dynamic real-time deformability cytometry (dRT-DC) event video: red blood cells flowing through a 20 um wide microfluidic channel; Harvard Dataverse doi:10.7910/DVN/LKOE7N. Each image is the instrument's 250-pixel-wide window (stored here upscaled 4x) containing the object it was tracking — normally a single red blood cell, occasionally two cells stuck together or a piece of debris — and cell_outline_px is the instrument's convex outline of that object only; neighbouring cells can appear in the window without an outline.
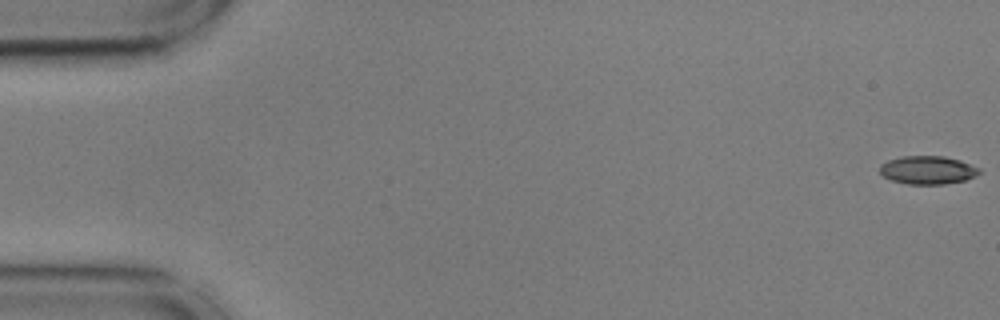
{"species": "common noctule bat (a hibernating species)", "species_latin": "Nyctalus noctula", "temperature_condition": "cold", "stored_images_in_passage": 56, "camera_frame_rate_fps": 3000, "um_per_image_px": 0.085, "animal": {"sex": "male", "body_mass_g": 17.9, "forearm_length_mm": 54.2}, "frame": {"image": 1, "passage_image": 1, "time_ms": 0.0, "image_size_px": [1000, 320], "cell_outline_px": [[980, 172], [976, 176], [964, 180], [944, 184], [908, 184], [892, 180], [884, 176], [880, 172], [880, 164], [888, 160], [900, 156], [944, 156], [960, 160], [980, 168]], "centroid_in_image_um": [78.85, 14.44], "position_along_channel_um": 6.1, "area_um2": 16.36}}
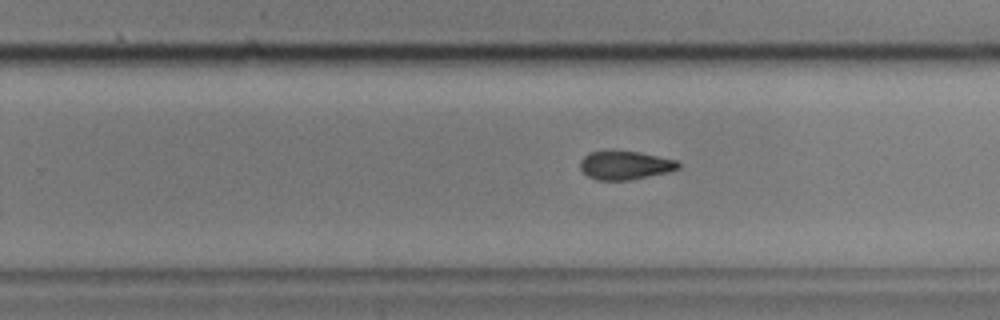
{"frame": {"image": 2, "passage_image": 35, "time_ms": 11.333, "image_size_px": [1000, 320], "cell_outline_px": [[680, 168], [668, 172], [628, 180], [596, 180], [588, 176], [580, 168], [580, 160], [588, 152], [612, 148], [640, 152], [676, 160], [680, 164]], "centroid_in_image_um": [53.09, 14.0], "position_along_channel_um": 276.7, "area_um2": 16.82}}
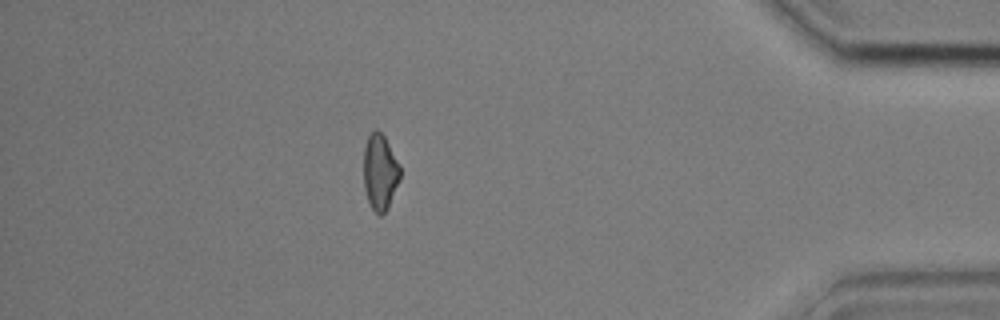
{"frame": {"image": 3, "passage_image": 49, "time_ms": 16.0, "image_size_px": [1000, 320], "cell_outline_px": [[400, 180], [388, 208], [380, 216], [372, 208], [368, 200], [364, 188], [364, 144], [368, 136], [376, 128], [384, 136], [400, 164]], "centroid_in_image_um": [32.31, 14.62], "position_along_channel_um": 402.9, "area_um2": 16.18}, "authors_computed_cell_mechanics": {"area_um2": 16.8776, "velocity_mm_per_s": 3.6249, "shape_relaxation_time_tau1_ms": 8.6281, "shape_relaxation_time_tau2_ms": 5.4234, "deformation_change_tau1": 0.1314, "deformation_change_tau2": 0.115}}